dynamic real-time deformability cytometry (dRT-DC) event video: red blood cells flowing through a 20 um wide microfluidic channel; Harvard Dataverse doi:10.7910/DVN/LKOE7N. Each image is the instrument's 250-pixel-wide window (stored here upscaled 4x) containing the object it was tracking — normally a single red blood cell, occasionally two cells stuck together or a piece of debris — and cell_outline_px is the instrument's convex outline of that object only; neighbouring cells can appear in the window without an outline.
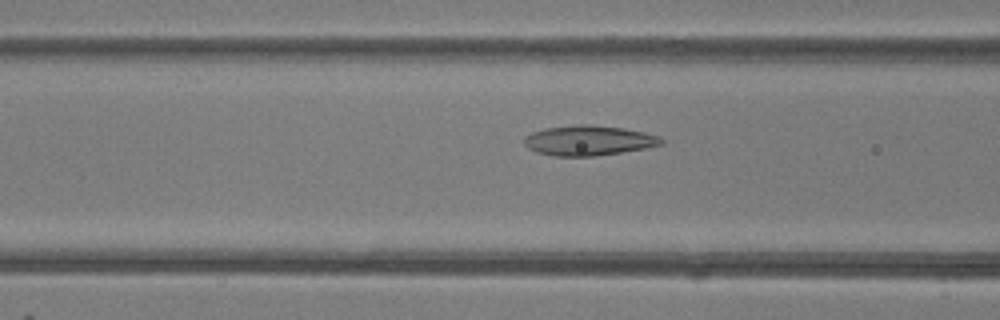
{"species": "common noctule bat (a hibernating species)", "species_latin": "Nyctalus noctula", "temperature_condition": "room temperature", "stored_images_in_passage": 35, "camera_frame_rate_fps": 3000, "um_per_image_px": 0.085, "animal": {"sex": "female"}, "frame": {"image": 1, "passage_image": 11, "time_ms": 3.333, "image_size_px": [1000, 320], "cell_outline_px": [[664, 144], [648, 148], [596, 156], [552, 156], [536, 152], [528, 148], [524, 144], [524, 136], [532, 132], [544, 128], [576, 124], [588, 124], [624, 128], [644, 132], [660, 136], [664, 140]], "centroid_in_image_um": [50.04, 11.94], "position_along_channel_um": 116.6, "area_um2": 24.33}}
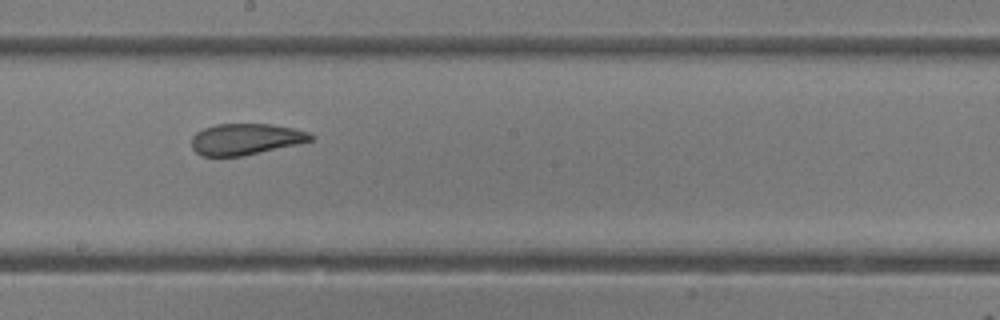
{"frame": {"image": 2, "passage_image": 19, "time_ms": 6.0, "image_size_px": [1000, 320], "cell_outline_px": [[316, 136], [312, 140], [296, 144], [244, 156], [200, 156], [192, 148], [192, 136], [196, 132], [204, 128], [216, 124], [272, 124], [292, 128], [308, 132]], "centroid_in_image_um": [20.86, 11.83], "position_along_channel_um": 227.3, "area_um2": 21.68}}
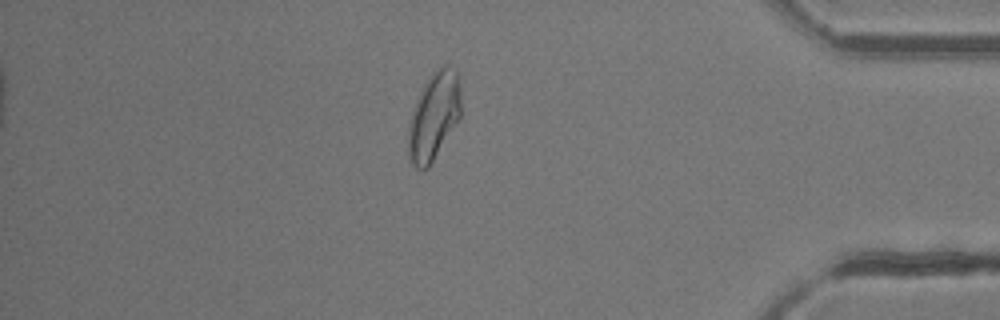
{"frame": {"image": 3, "passage_image": 34, "time_ms": 11.0, "image_size_px": [1000, 320], "cell_outline_px": [[460, 116], [428, 168], [416, 168], [412, 164], [408, 156], [408, 124], [416, 100], [428, 76], [436, 68], [444, 64], [448, 64], [456, 68], [460, 76]], "centroid_in_image_um": [36.88, 9.8], "position_along_channel_um": 398.3, "area_um2": 26.99}}